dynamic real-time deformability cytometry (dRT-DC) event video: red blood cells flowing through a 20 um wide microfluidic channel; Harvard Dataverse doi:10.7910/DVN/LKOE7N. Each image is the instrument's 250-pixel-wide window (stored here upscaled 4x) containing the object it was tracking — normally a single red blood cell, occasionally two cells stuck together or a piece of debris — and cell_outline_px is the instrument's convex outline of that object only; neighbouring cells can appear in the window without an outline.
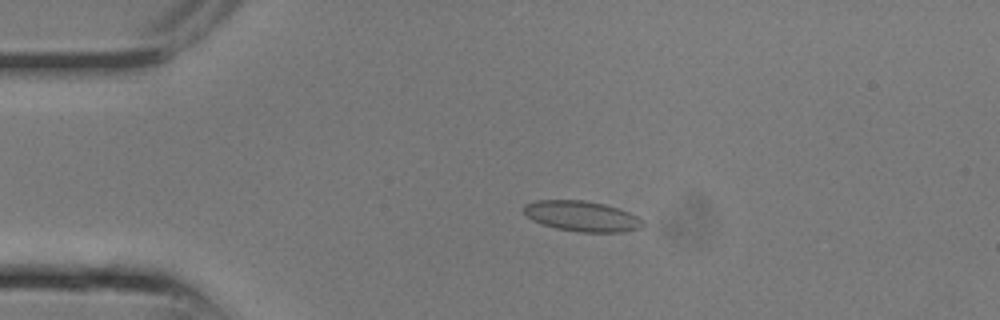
{"species": "common noctule bat (a hibernating species)", "species_latin": "Nyctalus noctula", "temperature_condition": "room temperature", "stored_images_in_passage": 7, "camera_frame_rate_fps": 3000, "um_per_image_px": 0.085, "animal": {"sex": "male", "body_mass_g": 13.3}, "frame": {"image": 1, "passage_image": 5, "time_ms": 1.333, "image_size_px": [1000, 320], "cell_outline_px": [[644, 224], [640, 228], [624, 232], [576, 232], [556, 228], [532, 220], [524, 212], [524, 204], [536, 200], [584, 200], [604, 204], [620, 208], [644, 220]], "centroid_in_image_um": [49.48, 18.37], "position_along_channel_um": 35.5, "area_um2": 21.15}}